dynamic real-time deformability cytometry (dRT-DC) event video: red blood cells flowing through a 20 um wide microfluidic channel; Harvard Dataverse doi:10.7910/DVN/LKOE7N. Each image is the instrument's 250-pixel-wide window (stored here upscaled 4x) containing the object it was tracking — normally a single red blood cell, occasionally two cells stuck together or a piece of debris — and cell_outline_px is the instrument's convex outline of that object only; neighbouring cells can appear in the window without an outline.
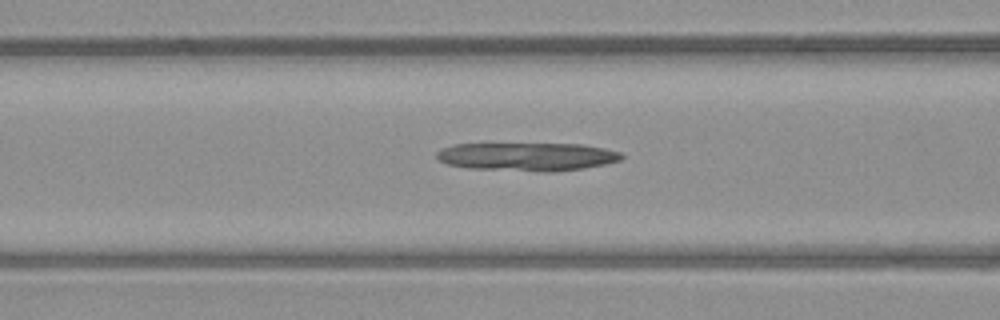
{"species": "common noctule bat (a hibernating species)", "species_latin": "Nyctalus noctula", "temperature_condition": "warm", "stored_images_in_passage": 45, "camera_frame_rate_fps": 3000, "um_per_image_px": 0.085, "animal": {"sex": "male", "body_mass_g": 23.1, "forearm_length_mm": 52.7}, "frame": {"image": 1, "passage_image": 19, "time_ms": 6.0, "image_size_px": [1000, 320], "cell_outline_px": [[624, 156], [620, 160], [604, 164], [584, 168], [556, 172], [540, 172], [468, 168], [448, 164], [440, 160], [436, 156], [436, 152], [440, 148], [456, 144], [580, 144], [604, 148], [620, 152]], "centroid_in_image_um": [44.8, 13.32], "position_along_channel_um": 121.8, "area_um2": 30.58}}
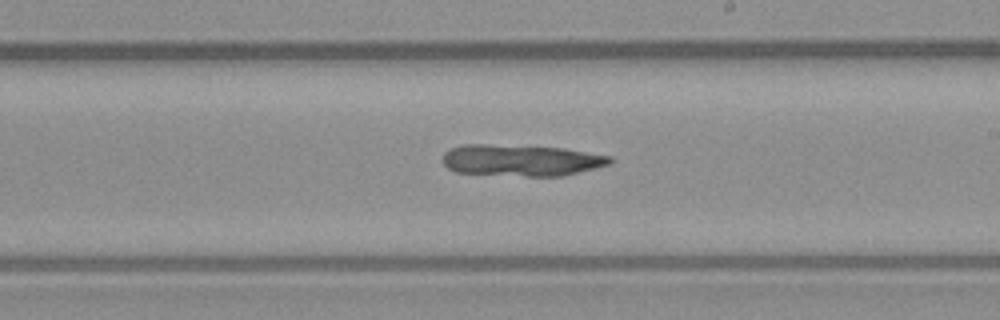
{"frame": {"image": 2, "passage_image": 28, "time_ms": 9.0, "image_size_px": [1000, 320], "cell_outline_px": [[612, 164], [564, 176], [528, 176], [456, 172], [448, 168], [444, 164], [444, 152], [452, 148], [464, 144], [484, 144], [564, 148], [612, 156]], "centroid_in_image_um": [44.35, 13.62], "position_along_channel_um": 244.6, "area_um2": 30.63}}
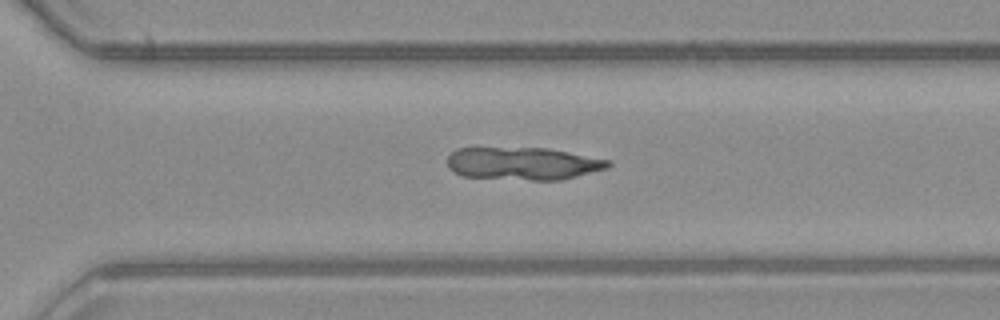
{"frame": {"image": 3, "passage_image": 34, "time_ms": 11.0, "image_size_px": [1000, 320], "cell_outline_px": [[612, 164], [608, 168], [560, 180], [532, 180], [460, 176], [448, 168], [448, 156], [456, 148], [548, 148], [612, 160]], "centroid_in_image_um": [44.47, 13.9], "position_along_channel_um": 326.1, "area_um2": 30.69}}